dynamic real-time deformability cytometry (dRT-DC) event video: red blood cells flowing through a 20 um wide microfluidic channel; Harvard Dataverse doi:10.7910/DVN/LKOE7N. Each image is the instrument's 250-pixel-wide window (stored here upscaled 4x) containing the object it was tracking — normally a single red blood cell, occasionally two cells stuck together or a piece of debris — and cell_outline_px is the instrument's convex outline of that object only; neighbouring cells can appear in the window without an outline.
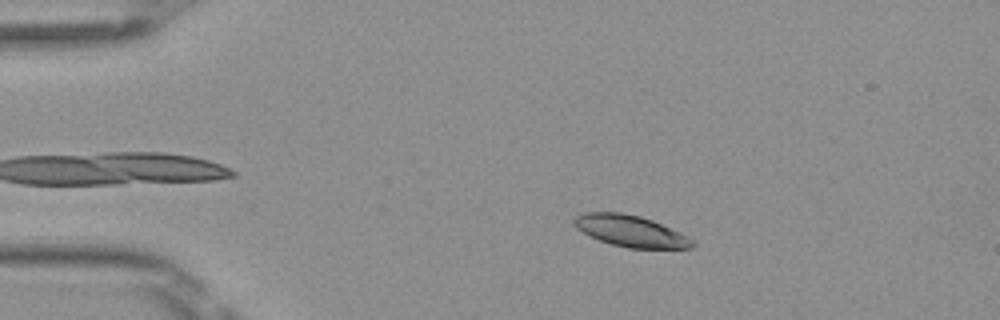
{"species": "Egyptian fruit bat (a non-hibernating species)", "species_latin": "Rousettus aegyptiacus", "temperature_condition": "room temperature", "stored_images_in_passage": 44, "camera_frame_rate_fps": 3000, "um_per_image_px": 0.085, "frame": {"image": 1, "passage_image": 3, "time_ms": 0.667, "image_size_px": [1000, 320], "cell_outline_px": [[696, 244], [692, 248], [628, 248], [612, 244], [588, 236], [576, 228], [572, 220], [576, 216], [584, 212], [620, 212], [640, 216], [652, 220], [688, 236]], "centroid_in_image_um": [53.57, 19.63], "position_along_channel_um": 31.4, "area_um2": 21.62}}
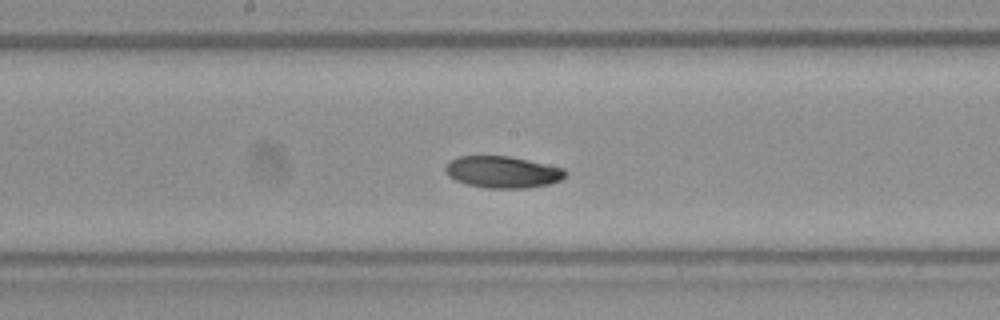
{"frame": {"image": 2, "passage_image": 20, "time_ms": 6.333, "image_size_px": [1000, 320], "cell_outline_px": [[568, 172], [560, 180], [548, 184], [528, 188], [488, 188], [468, 184], [456, 180], [448, 176], [444, 172], [444, 168], [448, 160], [456, 156], [508, 156], [528, 160], [564, 168]], "centroid_in_image_um": [42.68, 14.61], "position_along_channel_um": 205.5, "area_um2": 22.25}}
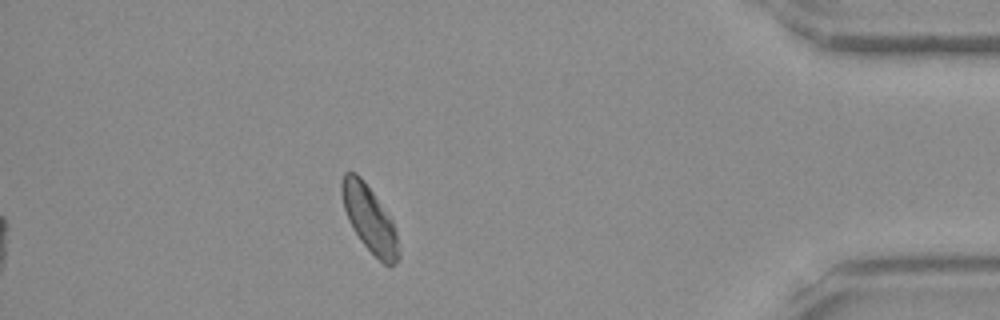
{"frame": {"image": 3, "passage_image": 38, "time_ms": 12.333, "image_size_px": [1000, 320], "cell_outline_px": [[400, 260], [388, 268], [360, 240], [352, 228], [348, 220], [344, 208], [340, 192], [340, 184], [344, 172], [356, 172], [364, 180], [392, 220], [396, 232], [400, 256]], "centroid_in_image_um": [31.4, 18.61], "position_along_channel_um": 403.8, "area_um2": 21.96}, "authors_computed_cell_mechanics": {"area_um2": 22.1374, "velocity_mm_per_s": 4.0319, "shape_relaxation_time_tau1_ms": 6.3351, "shape_relaxation_time_tau2_ms": 9.2867, "deformation_change_tau1": 0.1028, "deformation_change_tau2": 0.1238}}